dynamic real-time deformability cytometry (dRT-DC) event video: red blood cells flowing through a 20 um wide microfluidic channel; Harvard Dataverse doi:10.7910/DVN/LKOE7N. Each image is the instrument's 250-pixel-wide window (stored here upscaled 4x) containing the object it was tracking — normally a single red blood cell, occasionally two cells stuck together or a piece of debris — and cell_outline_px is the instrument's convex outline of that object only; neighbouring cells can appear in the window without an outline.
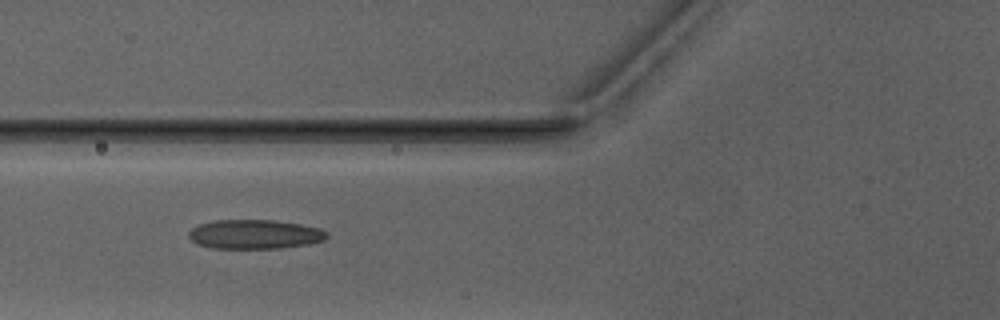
{"species": "Egyptian fruit bat (a non-hibernating species)", "species_latin": "Rousettus aegyptiacus", "temperature_condition": "warm", "stored_images_in_passage": 6, "camera_frame_rate_fps": 3000, "um_per_image_px": 0.085, "animal": {"sex": "male"}, "frame": {"image": 1, "passage_image": 5, "time_ms": 5.667, "image_size_px": [1000, 320], "cell_outline_px": [[328, 236], [324, 240], [308, 244], [280, 248], [212, 248], [196, 244], [188, 236], [188, 232], [192, 228], [200, 224], [212, 220], [272, 220], [300, 224], [320, 228], [328, 232]], "centroid_in_image_um": [21.64, 19.91], "position_along_channel_um": 104.2, "area_um2": 23.58}}
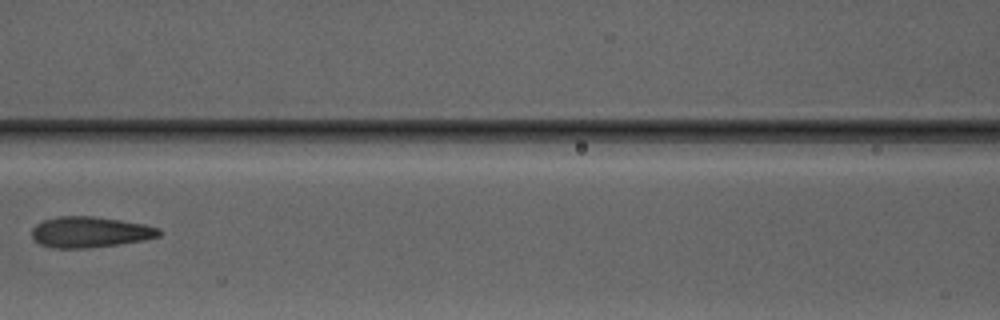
{"frame": {"image": 2, "passage_image": 6, "time_ms": 7.0, "image_size_px": [1000, 320], "cell_outline_px": [[164, 232], [160, 236], [144, 240], [88, 248], [52, 248], [40, 244], [32, 240], [32, 228], [36, 224], [44, 220], [60, 216], [92, 216], [120, 220], [144, 224], [160, 228]], "centroid_in_image_um": [7.65, 19.73], "position_along_channel_um": 158.9, "area_um2": 22.95}}